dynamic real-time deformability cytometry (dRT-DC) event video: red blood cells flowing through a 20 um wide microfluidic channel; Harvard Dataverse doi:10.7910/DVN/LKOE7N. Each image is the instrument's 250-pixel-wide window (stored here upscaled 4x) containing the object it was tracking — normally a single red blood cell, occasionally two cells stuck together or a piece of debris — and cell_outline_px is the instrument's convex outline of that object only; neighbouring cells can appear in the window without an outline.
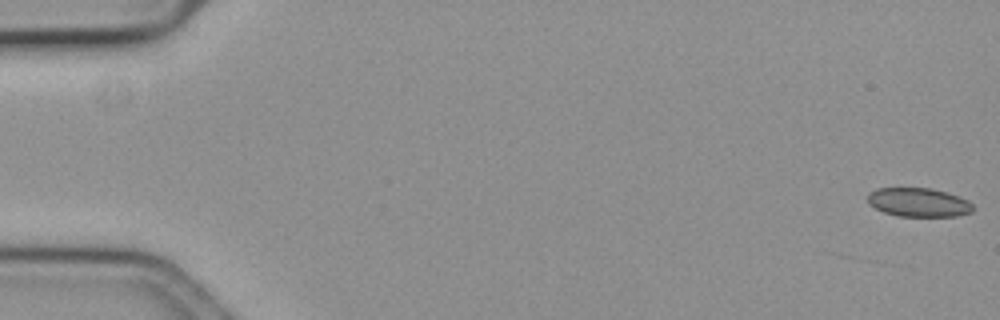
{"species": "common noctule bat (a hibernating species)", "species_latin": "Nyctalus noctula", "temperature_condition": "cold", "stored_images_in_passage": 11, "camera_frame_rate_fps": 3000, "um_per_image_px": 0.085, "animal": {"sex": "female", "body_mass_g": 19.3, "forearm_length_mm": 54.1}, "frame": {"image": 1, "passage_image": 1, "time_ms": 0.0, "image_size_px": [1000, 320], "cell_outline_px": [[972, 212], [956, 216], [896, 216], [884, 212], [868, 204], [868, 192], [876, 188], [928, 188], [944, 192], [968, 200], [972, 204]], "centroid_in_image_um": [78.03, 17.2], "position_along_channel_um": 7.0, "area_um2": 17.57}}